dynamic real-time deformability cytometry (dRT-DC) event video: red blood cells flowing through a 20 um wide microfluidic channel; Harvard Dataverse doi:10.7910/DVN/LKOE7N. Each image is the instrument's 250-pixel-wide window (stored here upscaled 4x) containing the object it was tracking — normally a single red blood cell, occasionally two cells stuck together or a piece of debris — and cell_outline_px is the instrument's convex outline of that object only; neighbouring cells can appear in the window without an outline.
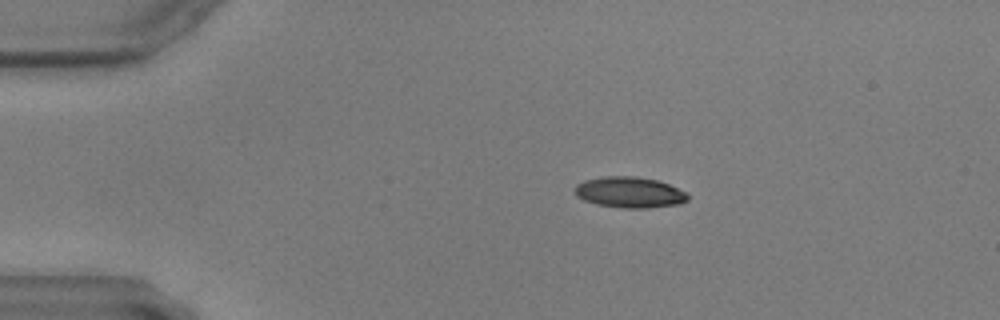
{"species": "common noctule bat (a hibernating species)", "species_latin": "Nyctalus noctula", "temperature_condition": "warm", "stored_images_in_passage": 52, "camera_frame_rate_fps": 3000, "um_per_image_px": 0.085, "animal": {"sex": "male", "body_mass_g": 17.9, "forearm_length_mm": 54.2}, "frame": {"image": 1, "passage_image": 5, "time_ms": 1.333, "image_size_px": [1000, 320], "cell_outline_px": [[688, 200], [680, 204], [648, 208], [620, 208], [596, 204], [584, 200], [576, 196], [572, 188], [576, 184], [584, 180], [604, 176], [636, 176], [656, 180], [668, 184], [688, 192]], "centroid_in_image_um": [53.49, 16.35], "position_along_channel_um": 31.5, "area_um2": 20.63}}
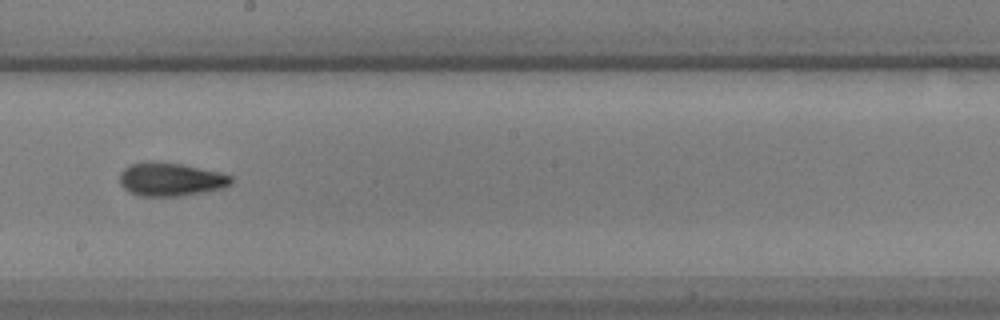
{"frame": {"image": 2, "passage_image": 27, "time_ms": 8.667, "image_size_px": [1000, 320], "cell_outline_px": [[232, 184], [224, 188], [180, 196], [140, 196], [128, 192], [120, 184], [120, 172], [128, 164], [144, 160], [152, 160], [180, 164], [220, 172], [232, 176]], "centroid_in_image_um": [14.46, 15.23], "position_along_channel_um": 233.7, "area_um2": 22.02}}
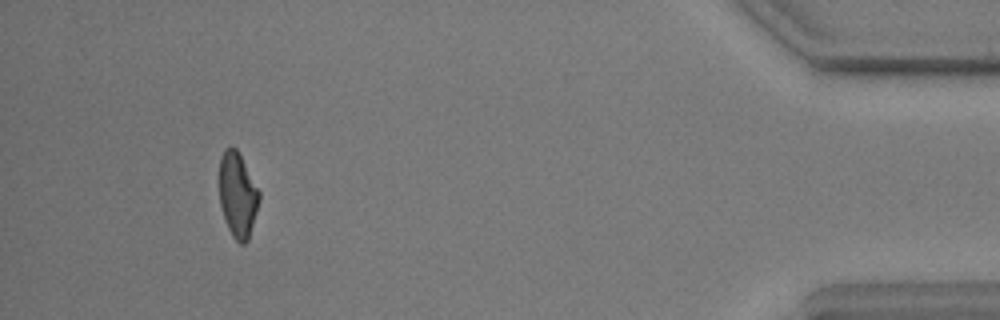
{"frame": {"image": 3, "passage_image": 48, "time_ms": 15.667, "image_size_px": [1000, 320], "cell_outline_px": [[260, 200], [248, 240], [244, 244], [240, 244], [232, 236], [224, 220], [220, 204], [220, 156], [224, 148], [236, 148], [260, 192]], "centroid_in_image_um": [20.2, 16.59], "position_along_channel_um": 415.0, "area_um2": 19.59}}